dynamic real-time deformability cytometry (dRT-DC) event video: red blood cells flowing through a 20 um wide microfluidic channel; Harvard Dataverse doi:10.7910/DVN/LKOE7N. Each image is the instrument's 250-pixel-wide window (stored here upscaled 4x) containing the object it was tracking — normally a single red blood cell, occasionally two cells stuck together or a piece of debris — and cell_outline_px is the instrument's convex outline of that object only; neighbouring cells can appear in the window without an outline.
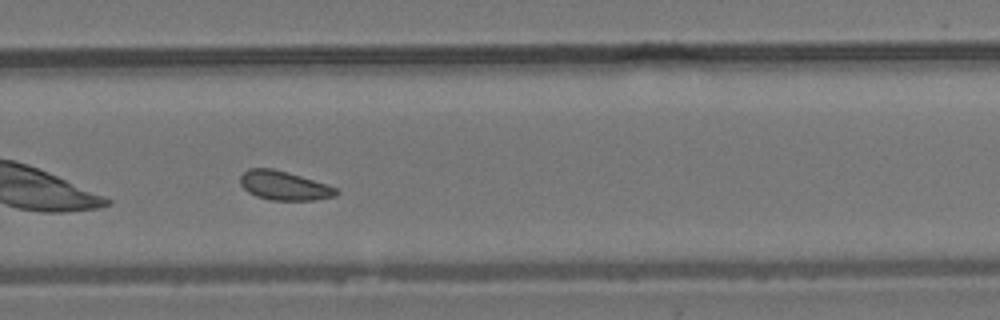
{"species": "common noctule bat (a hibernating species)", "species_latin": "Nyctalus noctula", "temperature_condition": "room temperature", "stored_images_in_passage": 34, "camera_frame_rate_fps": 3000, "um_per_image_px": 0.085, "animal": {"sex": "male", "body_mass_g": 19.2, "forearm_length_mm": 51.8}, "frame": {"image": 1, "passage_image": 20, "time_ms": 6.333, "image_size_px": [1000, 320], "cell_outline_px": [[340, 192], [336, 196], [316, 200], [272, 200], [256, 196], [248, 192], [240, 184], [240, 176], [248, 168], [272, 168], [288, 172], [328, 184], [336, 188]], "centroid_in_image_um": [24.17, 15.77], "position_along_channel_um": 305.6, "area_um2": 16.36}, "authors_computed_cell_mechanics": {"area_um2": 16.4152, "velocity_mm_per_s": 3.7983, "shape_relaxation_time_tau1_ms": null, "shape_relaxation_time_tau2_ms": 5.1238, "deformation_change_tau1": null, "deformation_change_tau2": 0.0977}}